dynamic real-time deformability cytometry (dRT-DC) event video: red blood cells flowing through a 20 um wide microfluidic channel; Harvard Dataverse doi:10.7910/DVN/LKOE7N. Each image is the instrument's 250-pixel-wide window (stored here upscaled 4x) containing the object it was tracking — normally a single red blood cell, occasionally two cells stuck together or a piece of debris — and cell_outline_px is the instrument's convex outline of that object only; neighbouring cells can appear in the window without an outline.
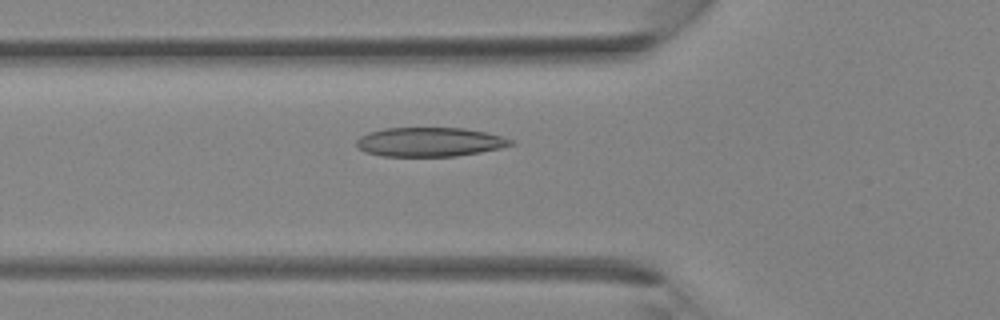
{"species": "Egyptian fruit bat (a non-hibernating species)", "species_latin": "Rousettus aegyptiacus", "temperature_condition": "room temperature", "stored_images_in_passage": 37, "camera_frame_rate_fps": 3000, "um_per_image_px": 0.085, "animal": {"sex": "female"}, "frame": {"image": 1, "passage_image": 13, "time_ms": 4.0, "image_size_px": [1000, 320], "cell_outline_px": [[516, 144], [500, 148], [480, 152], [456, 156], [384, 156], [364, 152], [356, 148], [356, 140], [360, 136], [368, 132], [384, 128], [464, 128], [484, 132], [516, 140]], "centroid_in_image_um": [36.51, 12.07], "position_along_channel_um": 89.3, "area_um2": 26.36}}
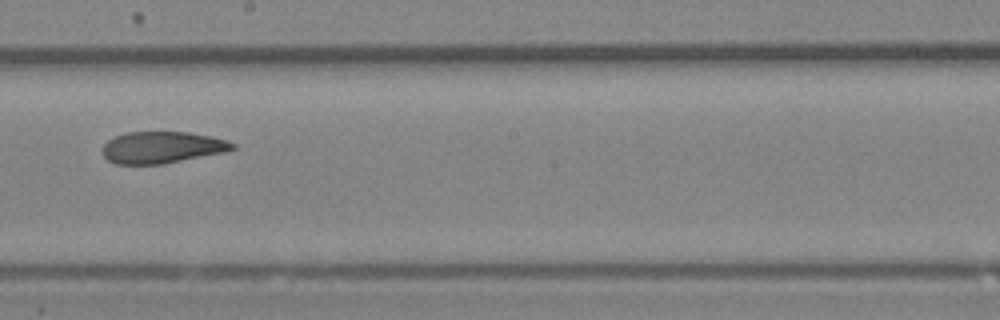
{"frame": {"image": 2, "passage_image": 21, "time_ms": 6.667, "image_size_px": [1000, 320], "cell_outline_px": [[236, 148], [224, 152], [164, 164], [116, 164], [108, 160], [104, 156], [104, 144], [108, 140], [116, 136], [128, 132], [188, 132], [228, 140], [236, 144]], "centroid_in_image_um": [13.8, 12.53], "position_along_channel_um": 234.4, "area_um2": 23.87}}
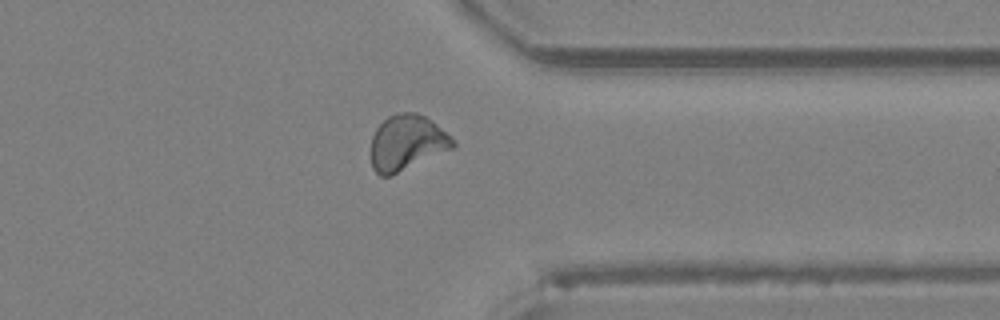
{"frame": {"image": 3, "passage_image": 29, "time_ms": 9.333, "image_size_px": [1000, 320], "cell_outline_px": [[456, 144], [452, 148], [392, 176], [380, 176], [372, 168], [372, 136], [376, 128], [388, 116], [396, 112], [416, 112], [424, 116], [436, 124]], "centroid_in_image_um": [34.54, 12.13], "position_along_channel_um": 376.9, "area_um2": 26.13}}